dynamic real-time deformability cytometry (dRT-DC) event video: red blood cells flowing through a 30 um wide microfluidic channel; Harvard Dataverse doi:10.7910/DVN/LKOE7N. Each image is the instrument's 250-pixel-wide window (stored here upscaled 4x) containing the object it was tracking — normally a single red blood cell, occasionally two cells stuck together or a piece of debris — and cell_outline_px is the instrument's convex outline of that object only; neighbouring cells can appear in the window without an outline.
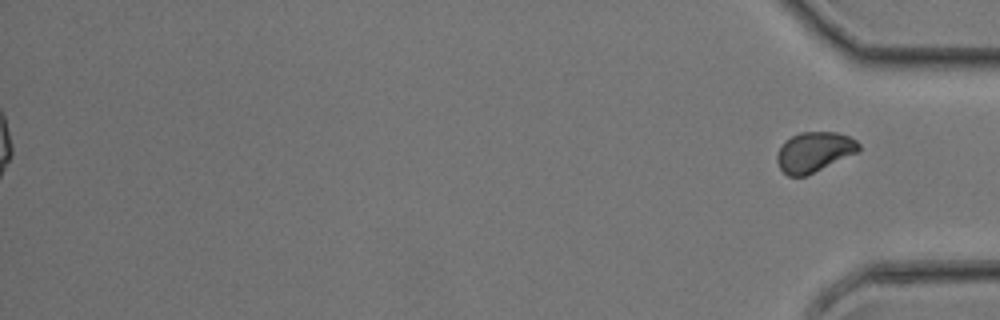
{"species": "common noctule bat (a hibernating species)", "species_latin": "Nyctalus noctula", "temperature_condition": "room temperature", "stored_images_in_passage": 48, "segment_of_instrument_passage": [2, 2], "camera_frame_rate_fps": 3000, "um_per_image_px": 0.085, "animal": {"sex": "female", "body_mass_g": 17.0, "forearm_length_mm": 48.0}, "frame": {"image": 1, "passage_image": 48, "time_ms": 15.667, "image_size_px": [1000, 320], "cell_outline_px": [[860, 152], [804, 176], [788, 176], [780, 168], [776, 160], [776, 156], [784, 140], [800, 132], [836, 132], [848, 136], [856, 140], [860, 144]], "centroid_in_image_um": [69.22, 12.9], "position_along_channel_um": 366.0, "area_um2": 19.07}}